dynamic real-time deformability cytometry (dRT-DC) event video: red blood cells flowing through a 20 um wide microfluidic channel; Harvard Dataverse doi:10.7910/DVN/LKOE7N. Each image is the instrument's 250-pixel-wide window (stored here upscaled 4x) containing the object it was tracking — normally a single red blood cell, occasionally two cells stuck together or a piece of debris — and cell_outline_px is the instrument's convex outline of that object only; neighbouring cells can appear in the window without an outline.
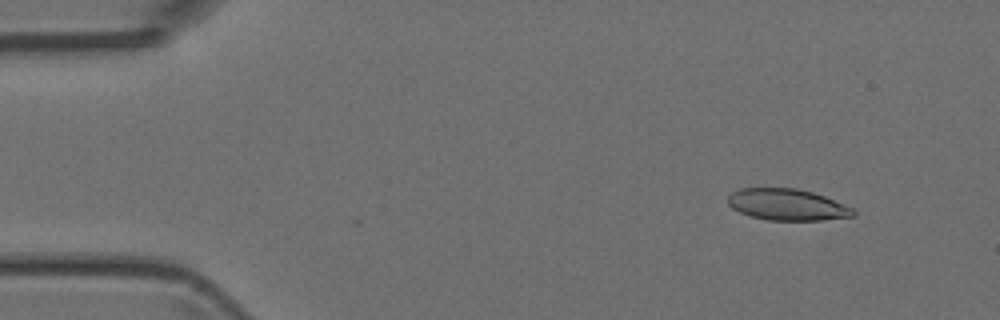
{"species": "Egyptian fruit bat (a non-hibernating species)", "species_latin": "Rousettus aegyptiacus", "temperature_condition": "room temperature", "stored_images_in_passage": 2, "camera_frame_rate_fps": 3000, "um_per_image_px": 0.085, "animal": {"sex": "female"}, "frame": {"image": 1, "passage_image": 2, "time_ms": 1.333, "image_size_px": [1000, 320], "cell_outline_px": [[856, 216], [824, 220], [768, 220], [748, 216], [732, 208], [728, 204], [728, 196], [732, 192], [740, 188], [796, 188], [812, 192], [824, 196], [852, 208], [856, 212]], "centroid_in_image_um": [66.9, 17.4], "position_along_channel_um": 18.1, "area_um2": 23.0}}